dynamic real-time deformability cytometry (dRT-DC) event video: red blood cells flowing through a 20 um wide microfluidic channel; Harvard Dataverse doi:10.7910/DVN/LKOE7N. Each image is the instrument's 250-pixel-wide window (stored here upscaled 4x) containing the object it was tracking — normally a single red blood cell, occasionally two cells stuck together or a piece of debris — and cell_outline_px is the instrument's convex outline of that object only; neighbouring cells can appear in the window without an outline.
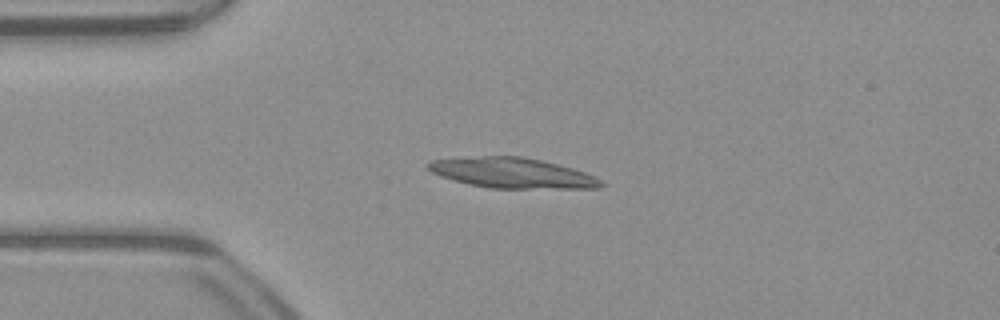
{"species": "common noctule bat (a hibernating species)", "species_latin": "Nyctalus noctula", "temperature_condition": "warm", "stored_images_in_passage": 46, "camera_frame_rate_fps": 3000, "um_per_image_px": 0.085, "animal": {"sex": "male", "body_mass_g": 23.1, "forearm_length_mm": 52.7}, "frame": {"image": 1, "passage_image": 11, "time_ms": 3.333, "image_size_px": [1000, 320], "cell_outline_px": [[604, 184], [600, 188], [488, 188], [468, 184], [440, 176], [432, 172], [424, 164], [432, 160], [484, 156], [520, 156], [540, 160], [572, 168], [584, 172], [600, 180]], "centroid_in_image_um": [43.51, 14.7], "position_along_channel_um": 41.5, "area_um2": 30.17}}